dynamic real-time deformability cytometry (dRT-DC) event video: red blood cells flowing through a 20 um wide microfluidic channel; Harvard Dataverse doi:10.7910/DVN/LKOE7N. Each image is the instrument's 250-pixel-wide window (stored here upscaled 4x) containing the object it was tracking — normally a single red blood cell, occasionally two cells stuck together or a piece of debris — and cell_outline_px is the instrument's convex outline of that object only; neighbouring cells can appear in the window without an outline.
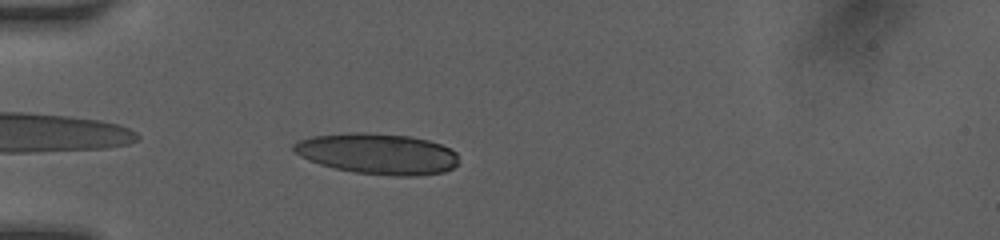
{"species": "human", "species_latin": "Homo sapiens", "temperature_condition": "room temperature", "stored_images_in_passage": 37, "camera_frame_rate_fps": 3000, "um_per_image_px": 0.085, "donor": {"sex": "female"}, "frame": {"image": 1, "passage_image": 2, "time_ms": 0.333, "image_size_px": [1000, 240], "cell_outline_px": [[460, 164], [444, 172], [416, 176], [392, 176], [352, 172], [320, 164], [308, 160], [292, 152], [292, 144], [300, 140], [312, 136], [356, 132], [364, 132], [408, 136], [428, 140], [440, 144], [456, 152]], "centroid_in_image_um": [32.09, 13.08], "position_along_channel_um": 52.9, "area_um2": 39.42}}
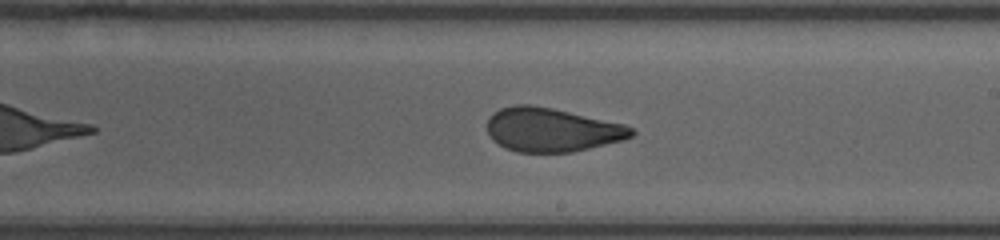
{"frame": {"image": 2, "passage_image": 17, "time_ms": 5.333, "image_size_px": [1000, 240], "cell_outline_px": [[636, 132], [632, 136], [620, 140], [572, 152], [516, 152], [504, 148], [492, 140], [488, 132], [488, 120], [500, 108], [516, 104], [528, 104], [552, 108], [624, 124], [632, 128]], "centroid_in_image_um": [46.87, 11.03], "position_along_channel_um": 242.1, "area_um2": 36.47}}
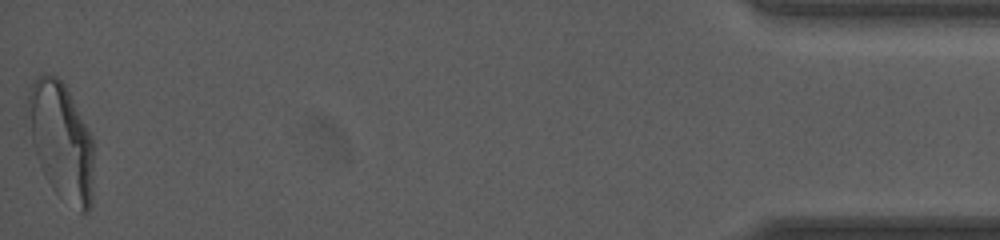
{"frame": {"image": 3, "passage_image": 37, "time_ms": 12.0, "image_size_px": [1000, 240], "cell_outline_px": [[92, 200], [88, 212], [80, 212], [56, 192], [52, 188], [44, 176], [36, 156], [32, 140], [28, 116], [28, 88], [44, 72], [56, 76], [64, 84], [92, 136]], "centroid_in_image_um": [5.2, 11.99], "position_along_channel_um": 430.0, "area_um2": 44.27}, "authors_computed_cell_mechanics": {"area_um2": 38.148, "velocity_mm_per_s": 4.1248, "shape_relaxation_time_tau1_ms": 6.2322, "shape_relaxation_time_tau2_ms": 1.0735, "deformation_change_tau1": 0.2021, "deformation_change_tau2": 0.0805}}